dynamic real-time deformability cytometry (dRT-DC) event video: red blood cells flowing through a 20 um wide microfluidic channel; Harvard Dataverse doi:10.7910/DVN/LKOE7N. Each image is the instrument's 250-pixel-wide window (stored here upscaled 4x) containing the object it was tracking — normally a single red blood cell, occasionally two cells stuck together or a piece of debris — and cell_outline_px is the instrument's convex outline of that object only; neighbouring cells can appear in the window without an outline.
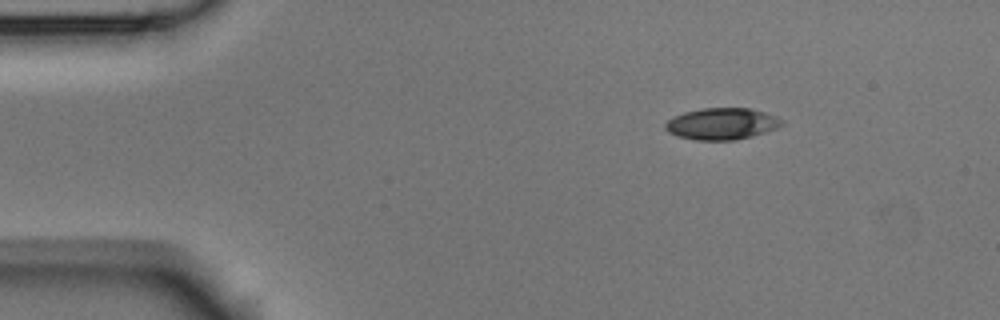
{"species": "Egyptian fruit bat (a non-hibernating species)", "species_latin": "Rousettus aegyptiacus", "temperature_condition": "room temperature", "stored_images_in_passage": 3, "camera_frame_rate_fps": 3000, "um_per_image_px": 0.085, "animal": {"sex": "male"}, "frame": {"image": 1, "passage_image": 1, "time_ms": 0.0, "image_size_px": [1000, 320], "cell_outline_px": [[784, 124], [776, 128], [752, 136], [736, 140], [696, 140], [676, 136], [668, 132], [664, 128], [664, 124], [672, 116], [684, 112], [704, 108], [748, 108], [764, 112], [784, 120]], "centroid_in_image_um": [61.32, 10.52], "position_along_channel_um": 23.7, "area_um2": 21.5}}